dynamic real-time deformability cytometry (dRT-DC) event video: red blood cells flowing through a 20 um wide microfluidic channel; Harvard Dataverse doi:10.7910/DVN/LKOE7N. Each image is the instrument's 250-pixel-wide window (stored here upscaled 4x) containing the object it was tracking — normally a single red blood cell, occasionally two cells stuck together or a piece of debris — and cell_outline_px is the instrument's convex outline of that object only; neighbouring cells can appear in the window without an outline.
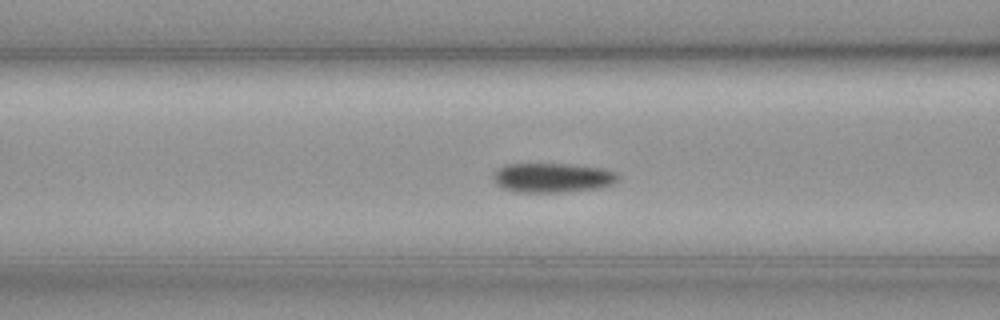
{"species": "common noctule bat (a hibernating species)", "species_latin": "Nyctalus noctula", "temperature_condition": "cold", "stored_images_in_passage": 58, "camera_frame_rate_fps": 3000, "um_per_image_px": 0.085, "animal": {"sex": "female", "body_mass_g": 19.3, "forearm_length_mm": 54.1}, "frame": {"image": 1, "passage_image": 22, "time_ms": 7.0, "image_size_px": [1000, 320], "cell_outline_px": [[616, 180], [612, 184], [600, 188], [560, 192], [516, 192], [504, 188], [496, 184], [492, 176], [500, 168], [508, 164], [564, 164], [600, 168], [612, 172], [616, 176]], "centroid_in_image_um": [46.91, 15.12], "position_along_channel_um": 119.7, "area_um2": 20.92}}
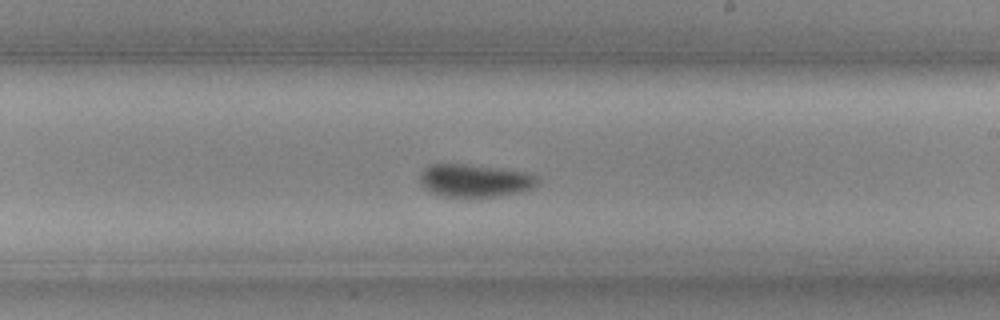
{"frame": {"image": 2, "passage_image": 33, "time_ms": 10.667, "image_size_px": [1000, 320], "cell_outline_px": [[540, 180], [532, 188], [520, 192], [492, 196], [444, 196], [432, 192], [424, 188], [420, 184], [420, 172], [424, 168], [432, 164], [460, 164], [520, 172], [536, 176]], "centroid_in_image_um": [40.29, 15.35], "position_along_channel_um": 248.7, "area_um2": 21.73}}
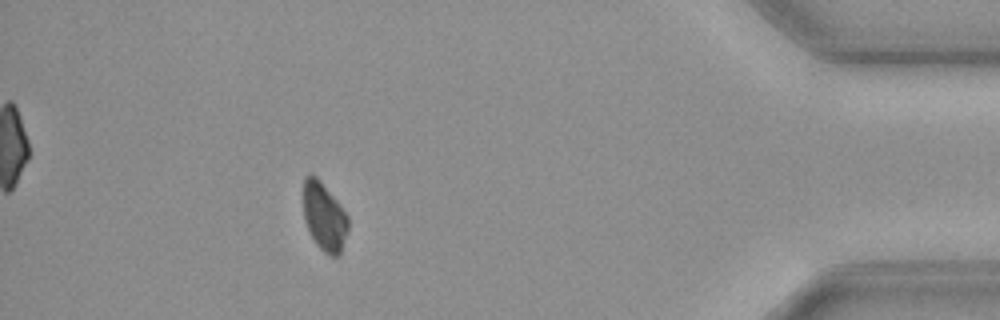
{"frame": {"image": 3, "passage_image": 51, "time_ms": 16.667, "image_size_px": [1000, 320], "cell_outline_px": [[348, 232], [340, 256], [332, 256], [324, 252], [316, 244], [308, 228], [304, 216], [304, 176], [316, 176], [320, 180], [340, 204], [348, 216]], "centroid_in_image_um": [27.59, 18.45], "position_along_channel_um": 407.6, "area_um2": 17.69}, "authors_computed_cell_mechanics": {"area_um2": 20.6057, "velocity_mm_per_s": 3.5284, "shape_relaxation_time_tau1_ms": 3.2155, "shape_relaxation_time_tau2_ms": null, "deformation_change_tau1": 0.0727, "deformation_change_tau2": null}}